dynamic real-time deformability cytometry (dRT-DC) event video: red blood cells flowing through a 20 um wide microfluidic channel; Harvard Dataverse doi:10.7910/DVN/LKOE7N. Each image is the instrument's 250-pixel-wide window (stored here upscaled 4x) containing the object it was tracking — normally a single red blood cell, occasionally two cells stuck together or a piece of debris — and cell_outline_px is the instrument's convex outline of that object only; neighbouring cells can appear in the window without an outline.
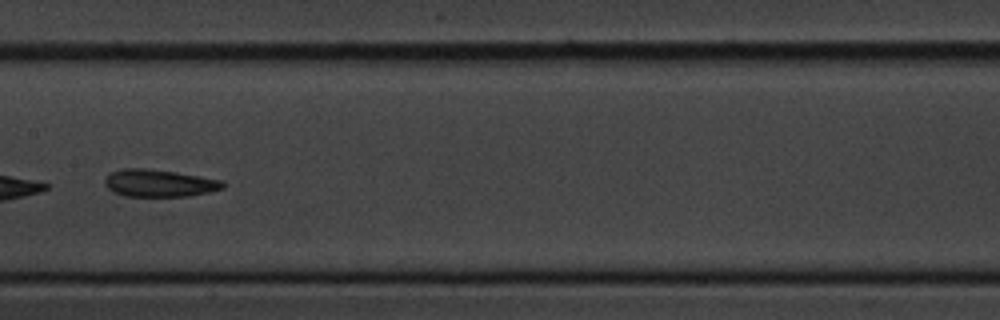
{"species": "common noctule bat (a hibernating species)", "species_latin": "Nyctalus noctula", "temperature_condition": "cold", "stored_images_in_passage": 9, "camera_frame_rate_fps": 3000, "um_per_image_px": 0.085, "animal": {"sex": "male", "body_mass_g": 20.1, "forearm_length_mm": 53.5}, "frame": {"image": 1, "passage_image": 8, "time_ms": 8.333, "image_size_px": [1000, 320], "cell_outline_px": [[228, 184], [224, 188], [208, 192], [188, 196], [124, 196], [112, 192], [104, 184], [104, 180], [112, 172], [124, 168], [144, 168], [176, 172], [224, 180]], "centroid_in_image_um": [13.57, 15.57], "position_along_channel_um": 193.8, "area_um2": 18.9}}